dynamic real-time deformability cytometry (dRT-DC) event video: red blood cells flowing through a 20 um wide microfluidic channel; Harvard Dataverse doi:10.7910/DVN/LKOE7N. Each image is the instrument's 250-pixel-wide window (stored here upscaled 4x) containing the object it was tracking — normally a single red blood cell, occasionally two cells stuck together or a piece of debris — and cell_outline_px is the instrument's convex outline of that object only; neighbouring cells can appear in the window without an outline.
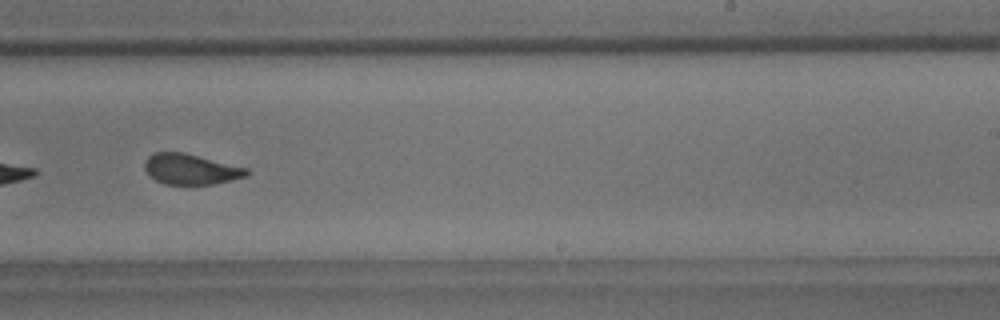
{"species": "common noctule bat (a hibernating species)", "species_latin": "Nyctalus noctula", "temperature_condition": "room temperature", "stored_images_in_passage": 56, "camera_frame_rate_fps": 3000, "um_per_image_px": 0.085, "animal": {"sex": "male", "body_mass_g": 18.8}, "frame": {"image": 1, "passage_image": 35, "time_ms": 11.333, "image_size_px": [1000, 320], "cell_outline_px": [[252, 172], [248, 176], [212, 184], [164, 184], [156, 180], [144, 168], [144, 160], [148, 156], [156, 152], [184, 152], [248, 168]], "centroid_in_image_um": [16.24, 14.37], "position_along_channel_um": 272.8, "area_um2": 18.15}}
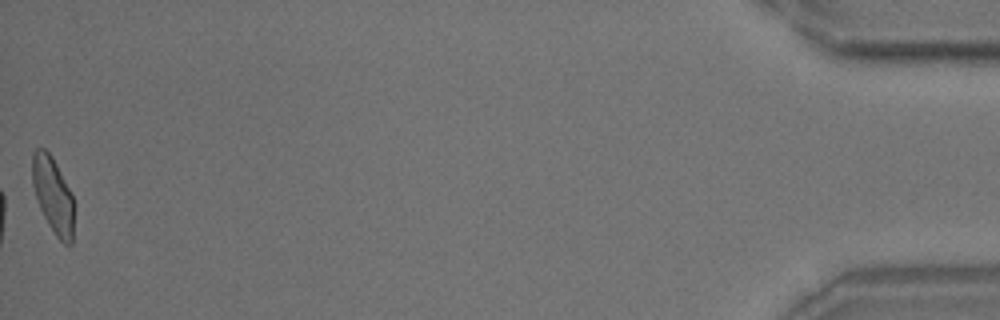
{"frame": {"image": 2, "passage_image": 56, "time_ms": 18.333, "image_size_px": [1000, 320], "cell_outline_px": [[72, 244], [64, 244], [56, 236], [48, 224], [40, 208], [32, 184], [32, 152], [36, 148], [44, 148], [52, 156], [72, 192]], "centroid_in_image_um": [4.48, 16.54], "position_along_channel_um": 430.7, "area_um2": 18.26}, "authors_computed_cell_mechanics": {"area_um2": 19.5075, "velocity_mm_per_s": 3.6277, "shape_relaxation_time_tau1_ms": 4.7379, "shape_relaxation_time_tau2_ms": 0.9496, "deformation_change_tau1": 0.1363, "deformation_change_tau2": 0.0741}}